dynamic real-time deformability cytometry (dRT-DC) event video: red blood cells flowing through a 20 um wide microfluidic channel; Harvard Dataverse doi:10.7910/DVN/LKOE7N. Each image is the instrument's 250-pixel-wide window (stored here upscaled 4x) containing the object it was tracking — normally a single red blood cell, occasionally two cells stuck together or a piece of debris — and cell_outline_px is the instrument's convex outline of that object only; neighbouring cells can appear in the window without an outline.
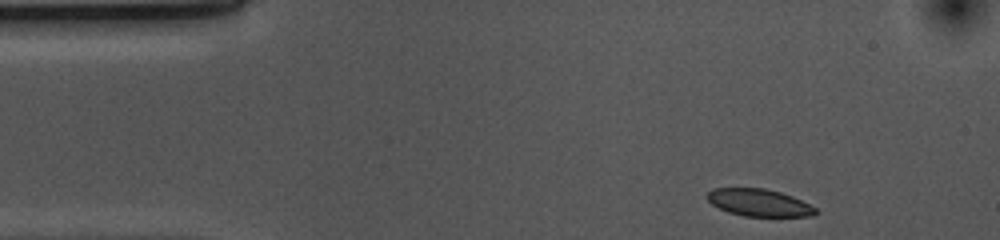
{"species": "common noctule bat (a hibernating species)", "species_latin": "Nyctalus noctula", "temperature_condition": "cold", "stored_images_in_passage": 39, "camera_frame_rate_fps": 3000, "um_per_image_px": 0.085, "animal": {"sex": "female", "body_mass_g": 10.0, "forearm_length_mm": 53.1}, "frame": {"image": 1, "passage_image": 1, "time_ms": 0.0, "image_size_px": [1000, 240], "cell_outline_px": [[820, 212], [812, 216], [744, 216], [728, 212], [712, 204], [704, 196], [712, 188], [764, 188], [780, 192], [792, 196], [816, 208]], "centroid_in_image_um": [64.5, 17.22], "position_along_channel_um": 20.5, "area_um2": 17.22}}
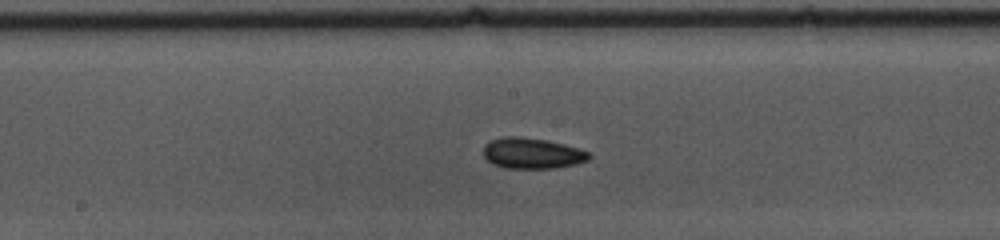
{"frame": {"image": 2, "passage_image": 21, "time_ms": 6.667, "image_size_px": [1000, 240], "cell_outline_px": [[592, 156], [588, 160], [576, 164], [556, 168], [504, 168], [492, 164], [484, 156], [484, 144], [492, 140], [504, 136], [520, 136], [548, 140], [580, 148], [588, 152]], "centroid_in_image_um": [45.24, 13.02], "position_along_channel_um": 203.0, "area_um2": 19.13}}
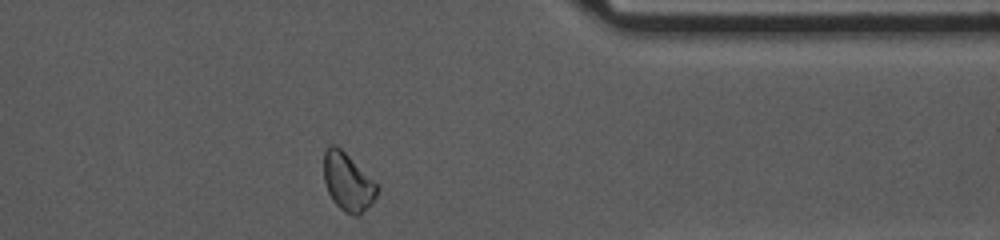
{"frame": {"image": 3, "passage_image": 37, "time_ms": 12.0, "image_size_px": [1000, 240], "cell_outline_px": [[380, 188], [372, 204], [360, 216], [356, 216], [344, 212], [332, 200], [328, 192], [324, 180], [324, 148], [328, 144], [336, 144]], "centroid_in_image_um": [29.54, 15.49], "position_along_channel_um": 381.9, "area_um2": 17.92}, "authors_computed_cell_mechanics": {"area_um2": 18.207, "velocity_mm_per_s": 3.677, "shape_relaxation_time_tau1_ms": 10.8274, "shape_relaxation_time_tau2_ms": null, "deformation_change_tau1": 0.1075, "deformation_change_tau2": null}}